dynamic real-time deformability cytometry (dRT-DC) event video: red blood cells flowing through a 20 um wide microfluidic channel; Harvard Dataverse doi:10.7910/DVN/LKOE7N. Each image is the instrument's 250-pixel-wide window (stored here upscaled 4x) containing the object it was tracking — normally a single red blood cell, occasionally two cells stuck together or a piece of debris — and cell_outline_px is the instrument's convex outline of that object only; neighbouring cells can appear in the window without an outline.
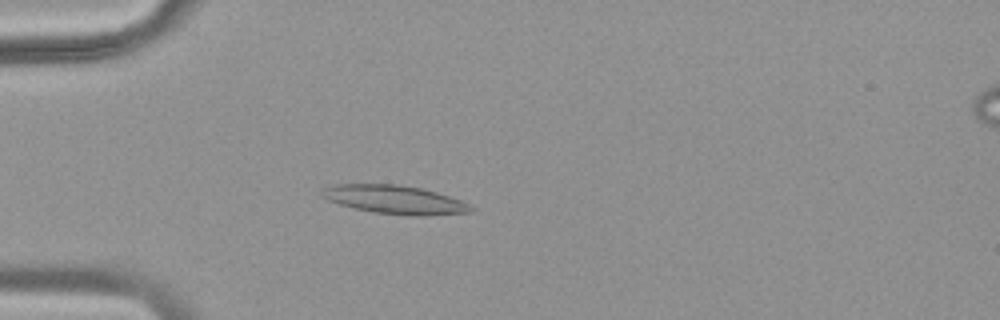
{"species": "common noctule bat (a hibernating species)", "species_latin": "Nyctalus noctula", "temperature_condition": "warm", "stored_images_in_passage": 39, "camera_frame_rate_fps": 3000, "um_per_image_px": 0.085, "animal": {"sex": "female", "body_mass_g": 18.4}, "frame": {"image": 1, "passage_image": 3, "time_ms": 0.667, "image_size_px": [1000, 320], "cell_outline_px": [[476, 208], [472, 212], [420, 216], [408, 216], [372, 212], [352, 208], [328, 200], [320, 196], [320, 192], [324, 188], [332, 184], [396, 184], [420, 188], [436, 192], [460, 200]], "centroid_in_image_um": [33.52, 16.97], "position_along_channel_um": 51.5, "area_um2": 24.91}}
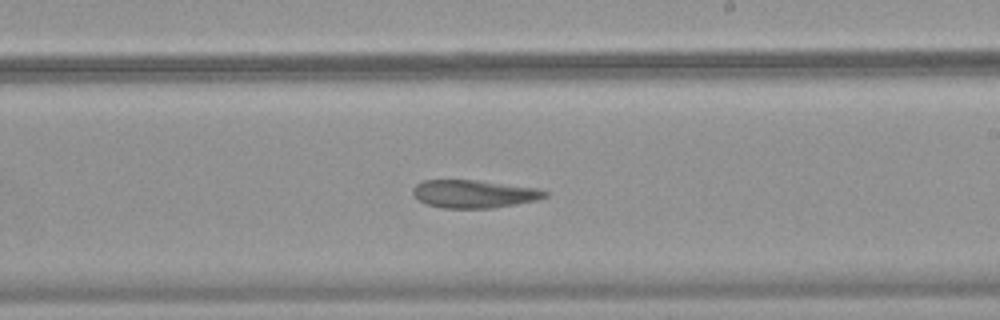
{"frame": {"image": 2, "passage_image": 19, "time_ms": 6.0, "image_size_px": [1000, 320], "cell_outline_px": [[548, 196], [536, 200], [516, 204], [492, 208], [440, 208], [424, 204], [412, 192], [412, 188], [416, 184], [424, 180], [476, 180], [540, 188], [548, 192]], "centroid_in_image_um": [40.3, 16.48], "position_along_channel_um": 248.7, "area_um2": 21.62}}
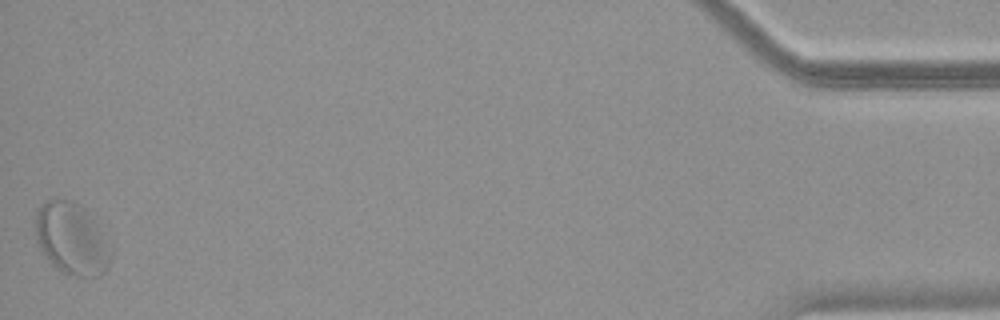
{"frame": {"image": 3, "passage_image": 39, "time_ms": 12.667, "image_size_px": [1000, 320], "cell_outline_px": [[112, 256], [108, 268], [100, 276], [76, 276], [64, 272], [52, 264], [40, 248], [36, 240], [36, 216], [40, 208], [52, 196], [68, 200], [80, 204], [104, 232], [112, 252]], "centroid_in_image_um": [6.13, 20.29], "position_along_channel_um": 429.1, "area_um2": 31.56}}